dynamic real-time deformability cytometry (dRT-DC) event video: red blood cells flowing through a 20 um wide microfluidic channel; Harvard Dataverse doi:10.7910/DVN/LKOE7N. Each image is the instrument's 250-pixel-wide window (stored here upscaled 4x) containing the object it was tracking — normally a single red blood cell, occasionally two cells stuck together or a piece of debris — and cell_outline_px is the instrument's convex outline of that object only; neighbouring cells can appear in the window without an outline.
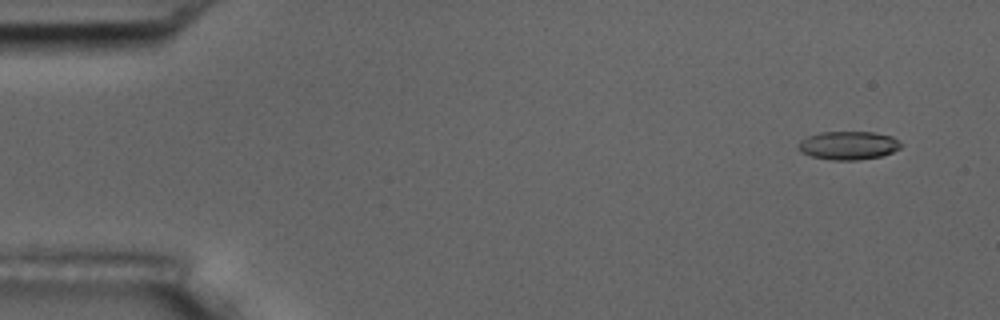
{"species": "common noctule bat (a hibernating species)", "species_latin": "Nyctalus noctula", "temperature_condition": "room temperature", "stored_images_in_passage": 4, "camera_frame_rate_fps": 3000, "um_per_image_px": 0.085, "animal": {"sex": "male", "body_mass_g": 17.5, "forearm_length_mm": 52.3}, "frame": {"image": 1, "passage_image": 1, "time_ms": 0.0, "image_size_px": [1000, 320], "cell_outline_px": [[900, 148], [892, 152], [880, 156], [856, 160], [832, 160], [812, 156], [800, 152], [796, 148], [796, 144], [800, 140], [808, 136], [820, 132], [872, 132], [892, 136], [900, 144]], "centroid_in_image_um": [72.04, 12.36], "position_along_channel_um": 13.0, "area_um2": 16.94}}
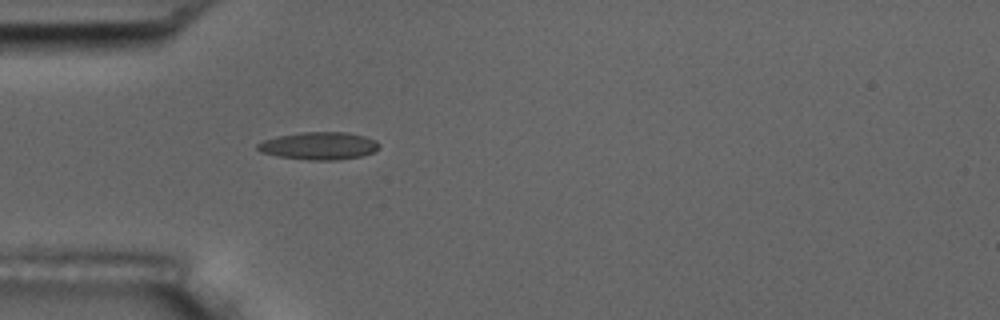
{"frame": {"image": 2, "passage_image": 4, "time_ms": 4.333, "image_size_px": [1000, 320], "cell_outline_px": [[380, 144], [372, 152], [360, 156], [336, 160], [308, 160], [280, 156], [260, 152], [256, 148], [256, 144], [264, 140], [276, 136], [300, 132], [344, 132], [364, 136], [376, 140]], "centroid_in_image_um": [27.07, 12.39], "position_along_channel_um": 57.9, "area_um2": 19.42}}